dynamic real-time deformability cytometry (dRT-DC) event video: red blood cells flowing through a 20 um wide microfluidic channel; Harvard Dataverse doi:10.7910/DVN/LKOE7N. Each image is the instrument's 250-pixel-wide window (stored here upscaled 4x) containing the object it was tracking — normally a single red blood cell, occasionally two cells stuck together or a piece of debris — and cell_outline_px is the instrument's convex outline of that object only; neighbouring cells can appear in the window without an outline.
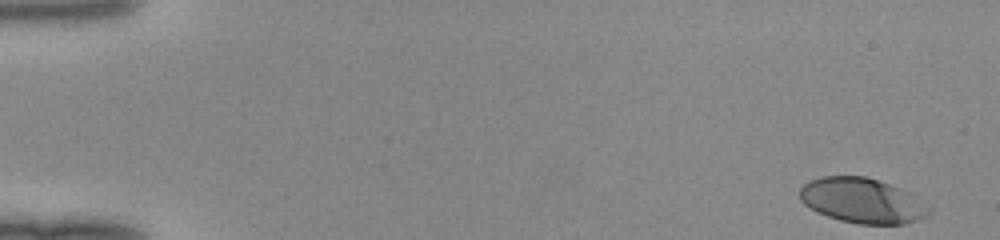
{"species": "human", "species_latin": "Homo sapiens", "temperature_condition": "room temperature", "stored_images_in_passage": 49, "camera_frame_rate_fps": 3000, "um_per_image_px": 0.085, "donor": {"sex": "female"}, "frame": {"image": 1, "passage_image": 1, "time_ms": 0.0, "image_size_px": [1000, 240], "cell_outline_px": [[932, 208], [924, 216], [916, 220], [904, 224], [860, 224], [840, 220], [816, 212], [804, 204], [800, 200], [800, 188], [804, 184], [820, 176], [864, 176], [888, 184], [908, 192]], "centroid_in_image_um": [73.25, 17.05], "position_along_channel_um": 11.8, "area_um2": 33.52}}
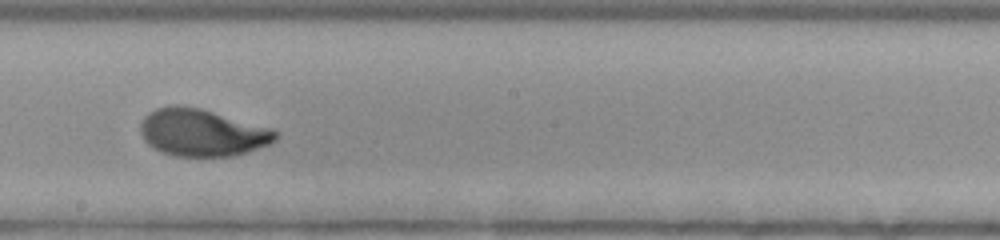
{"frame": {"image": 2, "passage_image": 28, "time_ms": 9.0, "image_size_px": [1000, 240], "cell_outline_px": [[280, 132], [276, 140], [268, 144], [232, 156], [176, 156], [160, 152], [152, 148], [144, 140], [140, 132], [140, 124], [144, 116], [148, 112], [156, 108], [172, 104], [176, 104], [200, 108], [272, 128]], "centroid_in_image_um": [17.14, 11.26], "position_along_channel_um": 231.1, "area_um2": 37.34}}
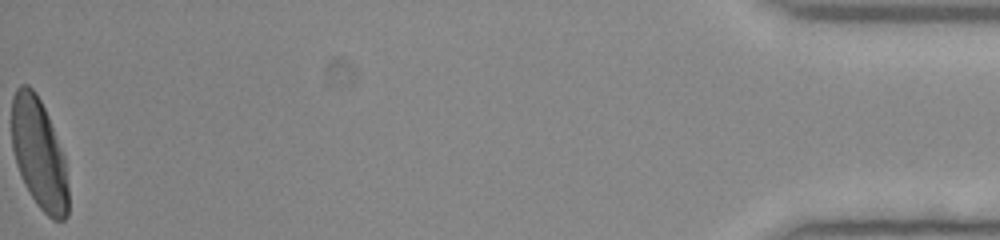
{"frame": {"image": 3, "passage_image": 49, "time_ms": 16.0, "image_size_px": [1000, 240], "cell_outline_px": [[68, 216], [64, 220], [52, 220], [36, 204], [24, 184], [20, 176], [16, 164], [12, 148], [12, 96], [16, 88], [20, 84], [28, 84], [36, 92], [48, 116], [64, 156], [68, 184]], "centroid_in_image_um": [3.3, 13.08], "position_along_channel_um": 431.9, "area_um2": 36.59}}